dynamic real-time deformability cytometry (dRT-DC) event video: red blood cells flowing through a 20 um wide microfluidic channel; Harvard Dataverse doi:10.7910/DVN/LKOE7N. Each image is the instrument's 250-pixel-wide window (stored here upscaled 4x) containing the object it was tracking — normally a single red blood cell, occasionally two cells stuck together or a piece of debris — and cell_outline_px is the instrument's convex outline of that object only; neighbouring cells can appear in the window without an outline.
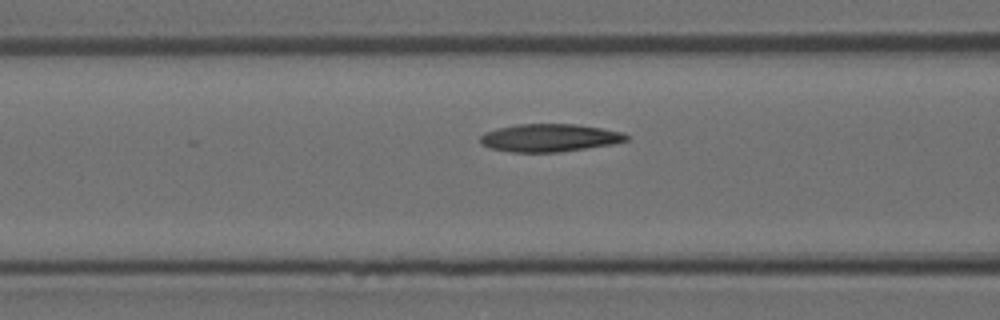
{"species": "Egyptian fruit bat (a non-hibernating species)", "species_latin": "Rousettus aegyptiacus", "temperature_condition": "room temperature", "stored_images_in_passage": 6, "segment_of_instrument_passage": [2, 2], "camera_frame_rate_fps": 3000, "um_per_image_px": 0.085, "animal": {"sex": "female"}, "frame": {"image": 1, "passage_image": 6, "time_ms": 1.667, "image_size_px": [1000, 320], "cell_outline_px": [[628, 140], [612, 144], [560, 152], [508, 152], [488, 148], [480, 144], [480, 136], [484, 132], [500, 128], [520, 124], [576, 124], [624, 132], [628, 136]], "centroid_in_image_um": [46.68, 11.72], "position_along_channel_um": 119.9, "area_um2": 23.7}}